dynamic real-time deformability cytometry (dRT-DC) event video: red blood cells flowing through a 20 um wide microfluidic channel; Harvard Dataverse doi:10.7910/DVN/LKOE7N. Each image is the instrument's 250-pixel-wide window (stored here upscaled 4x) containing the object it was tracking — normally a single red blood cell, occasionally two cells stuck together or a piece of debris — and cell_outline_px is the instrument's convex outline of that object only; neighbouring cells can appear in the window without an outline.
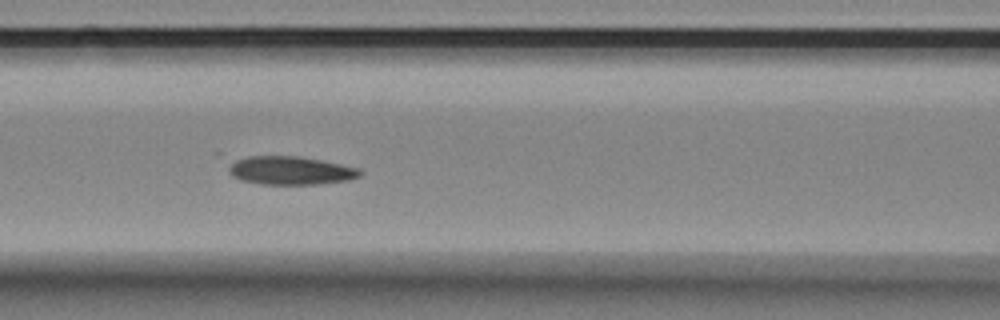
{"species": "Egyptian fruit bat (a non-hibernating species)", "species_latin": "Rousettus aegyptiacus", "temperature_condition": "room temperature", "stored_images_in_passage": 9, "camera_frame_rate_fps": 3000, "um_per_image_px": 0.085, "animal": {"sex": "female"}, "frame": {"image": 1, "passage_image": 6, "time_ms": 1.667, "image_size_px": [1000, 320], "cell_outline_px": [[364, 172], [360, 176], [348, 180], [316, 184], [260, 184], [240, 180], [232, 176], [228, 172], [228, 160], [248, 156], [296, 156], [320, 160], [360, 168]], "centroid_in_image_um": [24.62, 14.49], "position_along_channel_um": 142.0, "area_um2": 21.96}}
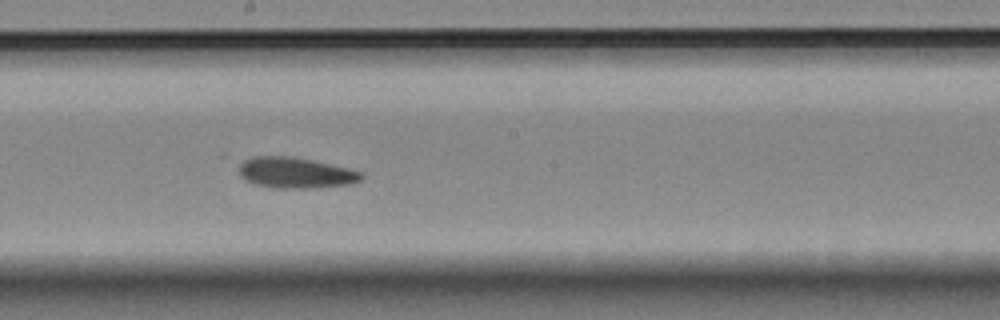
{"frame": {"image": 2, "passage_image": 8, "time_ms": 2.333, "image_size_px": [1000, 320], "cell_outline_px": [[364, 176], [360, 180], [352, 184], [316, 188], [276, 188], [256, 184], [244, 180], [240, 176], [240, 164], [244, 160], [252, 156], [292, 156], [312, 160], [348, 168], [364, 172]], "centroid_in_image_um": [25.15, 14.69], "position_along_channel_um": 223.1, "area_um2": 22.14}}
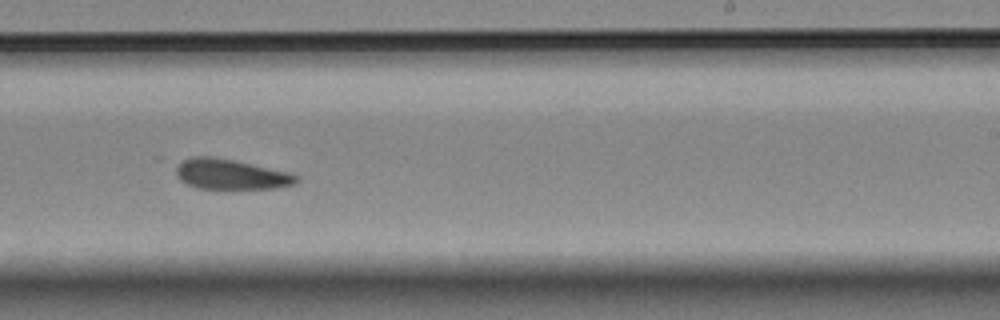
{"frame": {"image": 3, "passage_image": 9, "time_ms": 2.667, "image_size_px": [1000, 320], "cell_outline_px": [[300, 180], [296, 184], [276, 188], [196, 188], [180, 180], [176, 176], [176, 164], [192, 156], [212, 156], [232, 160], [284, 172], [296, 176]], "centroid_in_image_um": [19.54, 14.82], "position_along_channel_um": 269.5, "area_um2": 20.75}}